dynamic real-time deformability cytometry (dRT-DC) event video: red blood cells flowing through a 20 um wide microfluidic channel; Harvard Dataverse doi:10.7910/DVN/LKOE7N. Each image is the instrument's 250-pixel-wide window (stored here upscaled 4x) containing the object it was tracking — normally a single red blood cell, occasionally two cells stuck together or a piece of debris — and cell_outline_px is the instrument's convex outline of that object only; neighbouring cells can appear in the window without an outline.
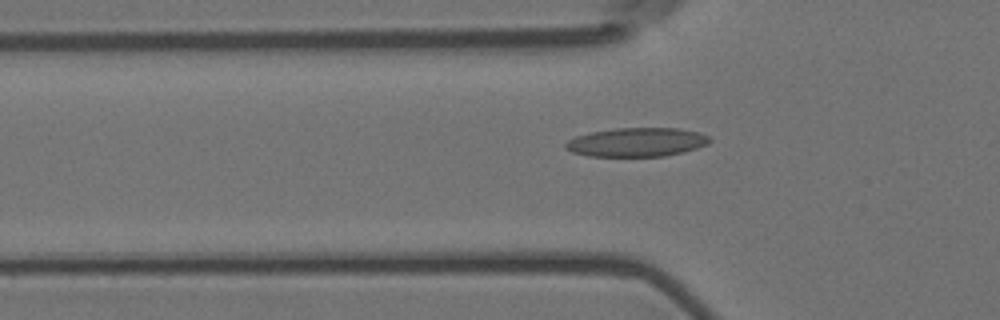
{"species": "Egyptian fruit bat (a non-hibernating species)", "species_latin": "Rousettus aegyptiacus", "temperature_condition": "room temperature", "stored_images_in_passage": 37, "camera_frame_rate_fps": 3000, "um_per_image_px": 0.085, "animal": {"sex": "female"}, "frame": {"image": 1, "passage_image": 2, "time_ms": 0.333, "image_size_px": [1000, 320], "cell_outline_px": [[712, 140], [708, 144], [684, 152], [664, 156], [588, 156], [572, 152], [564, 148], [564, 144], [568, 140], [576, 136], [592, 132], [616, 128], [676, 128], [700, 132], [708, 136]], "centroid_in_image_um": [54.13, 12.08], "position_along_channel_um": 71.7, "area_um2": 24.28}}
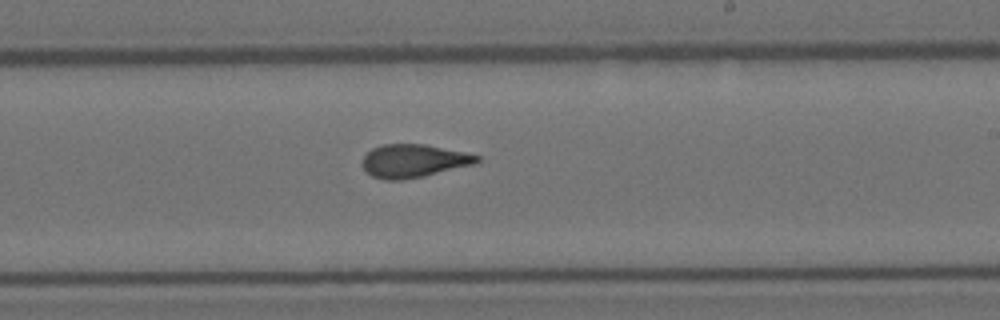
{"frame": {"image": 2, "passage_image": 17, "time_ms": 5.333, "image_size_px": [1000, 320], "cell_outline_px": [[480, 160], [476, 164], [424, 176], [400, 180], [388, 180], [372, 176], [364, 168], [364, 156], [372, 148], [380, 144], [424, 144], [464, 152], [480, 156]], "centroid_in_image_um": [35.18, 13.67], "position_along_channel_um": 253.8, "area_um2": 21.96}}
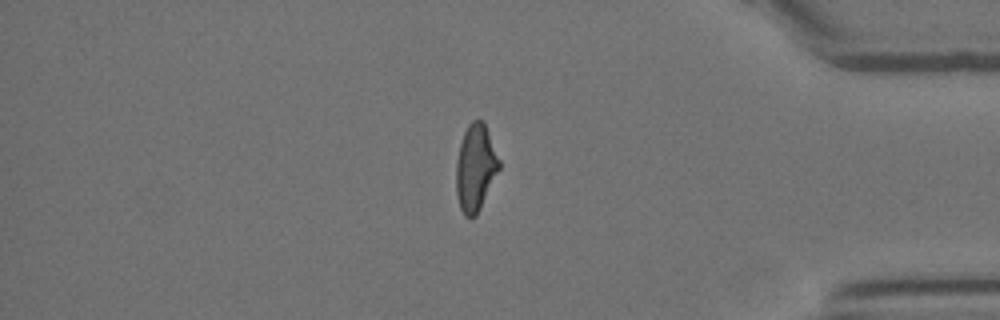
{"frame": {"image": 3, "passage_image": 31, "time_ms": 10.0, "image_size_px": [1000, 320], "cell_outline_px": [[500, 168], [476, 216], [464, 216], [460, 208], [456, 192], [456, 160], [460, 144], [464, 132], [468, 124], [472, 120], [484, 120], [500, 160]], "centroid_in_image_um": [40.41, 14.22], "position_along_channel_um": 394.8, "area_um2": 21.73}, "authors_computed_cell_mechanics": {"area_um2": 22.0218, "velocity_mm_per_s": 3.62, "shape_relaxation_time_tau1_ms": null, "shape_relaxation_time_tau2_ms": 1.9813, "deformation_change_tau1": null, "deformation_change_tau2": 0.0938}}